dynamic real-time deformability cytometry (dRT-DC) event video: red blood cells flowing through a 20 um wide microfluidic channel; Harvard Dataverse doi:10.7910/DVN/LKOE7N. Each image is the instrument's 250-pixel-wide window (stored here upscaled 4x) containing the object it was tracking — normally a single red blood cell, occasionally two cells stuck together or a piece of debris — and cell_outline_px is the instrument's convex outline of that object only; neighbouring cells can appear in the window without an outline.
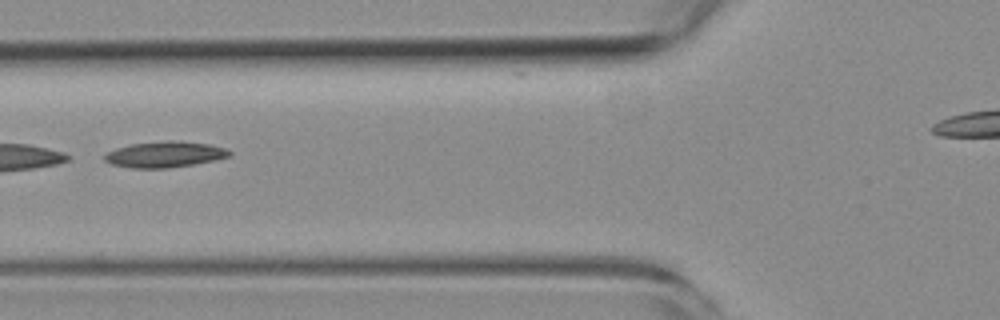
{"species": "common noctule bat (a hibernating species)", "species_latin": "Nyctalus noctula", "temperature_condition": "room temperature", "stored_images_in_passage": 12, "camera_frame_rate_fps": 3000, "um_per_image_px": 0.085, "animal": {"sex": "female", "body_mass_g": 19.3, "forearm_length_mm": 54.1}, "frame": {"image": 1, "passage_image": 6, "time_ms": 6.667, "image_size_px": [1000, 320], "cell_outline_px": [[232, 156], [216, 160], [168, 168], [132, 168], [112, 164], [104, 160], [104, 152], [116, 148], [132, 144], [168, 140], [180, 140], [208, 144], [224, 148], [232, 152]], "centroid_in_image_um": [14.0, 13.12], "position_along_channel_um": 111.8, "area_um2": 18.96}}
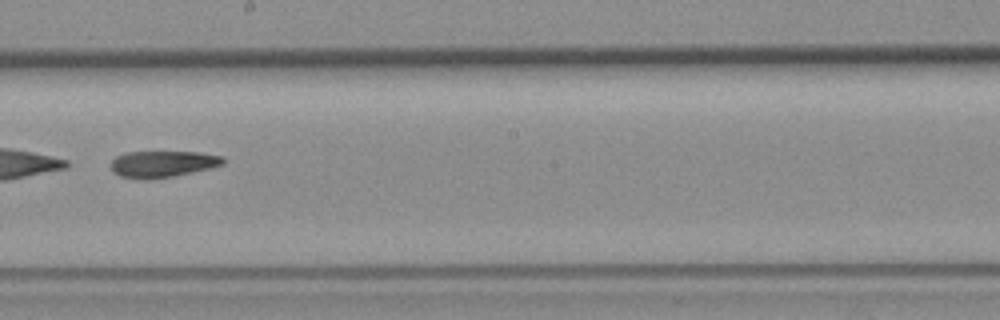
{"frame": {"image": 2, "passage_image": 9, "time_ms": 10.0, "image_size_px": [1000, 320], "cell_outline_px": [[224, 164], [208, 168], [172, 176], [144, 180], [120, 176], [112, 172], [112, 160], [116, 156], [124, 152], [200, 152], [224, 156]], "centroid_in_image_um": [13.8, 13.93], "position_along_channel_um": 234.4, "area_um2": 17.22}}
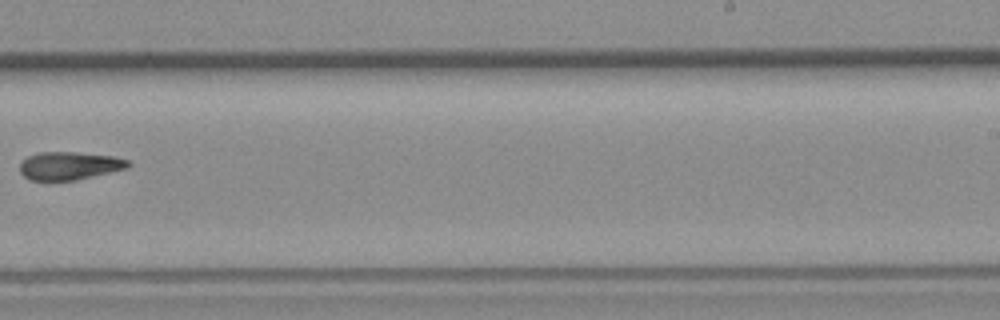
{"frame": {"image": 3, "passage_image": 10, "time_ms": 11.333, "image_size_px": [1000, 320], "cell_outline_px": [[132, 164], [128, 168], [76, 180], [28, 180], [20, 172], [20, 164], [28, 156], [40, 152], [76, 152], [112, 156], [128, 160]], "centroid_in_image_um": [5.91, 14.09], "position_along_channel_um": 283.1, "area_um2": 17.63}}